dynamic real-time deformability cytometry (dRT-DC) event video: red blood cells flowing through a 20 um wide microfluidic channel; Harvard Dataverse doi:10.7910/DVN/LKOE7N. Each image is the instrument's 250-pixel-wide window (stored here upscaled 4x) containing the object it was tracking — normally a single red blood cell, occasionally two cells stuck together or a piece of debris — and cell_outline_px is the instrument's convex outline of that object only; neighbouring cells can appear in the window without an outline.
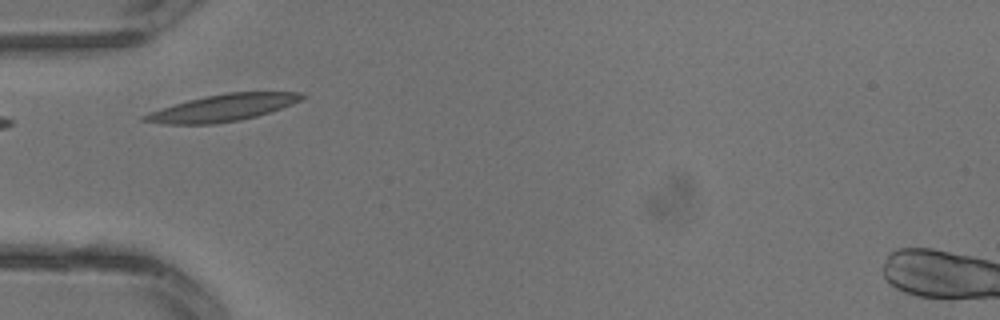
{"species": "common noctule bat (a hibernating species)", "species_latin": "Nyctalus noctula", "temperature_condition": "warm", "stored_images_in_passage": 1, "camera_frame_rate_fps": 3000, "um_per_image_px": 0.085, "animal": {"sex": "male", "body_mass_g": 13.3}, "frame": {"image": 1, "passage_image": 1, "time_ms": 0.0, "image_size_px": [1000, 320], "cell_outline_px": [[308, 96], [292, 104], [256, 116], [240, 120], [216, 124], [164, 124], [140, 120], [140, 116], [148, 112], [160, 108], [188, 100], [228, 92], [300, 92]], "centroid_in_image_um": [18.89, 9.17], "position_along_channel_um": 66.1, "area_um2": 24.51}}